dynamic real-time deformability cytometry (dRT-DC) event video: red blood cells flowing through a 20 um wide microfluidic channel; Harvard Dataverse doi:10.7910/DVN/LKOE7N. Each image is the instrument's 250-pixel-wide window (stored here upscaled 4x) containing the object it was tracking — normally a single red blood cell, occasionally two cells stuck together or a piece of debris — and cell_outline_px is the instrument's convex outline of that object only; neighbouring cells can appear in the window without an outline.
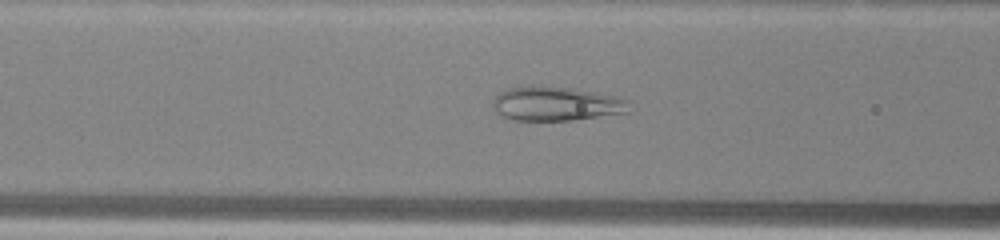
{"species": "common noctule bat (a hibernating species)", "species_latin": "Nyctalus noctula", "temperature_condition": "warm", "stored_images_in_passage": 38, "camera_frame_rate_fps": 3000, "um_per_image_px": 0.085, "animal": {"sex": "male", "body_mass_g": 13.0, "forearm_length_mm": 53.1}, "frame": {"image": 1, "passage_image": 7, "time_ms": 2.0, "image_size_px": [1000, 240], "cell_outline_px": [[632, 100], [628, 112], [572, 120], [508, 120], [500, 116], [492, 108], [492, 104], [496, 96], [500, 92], [508, 88], [576, 88], [616, 96]], "centroid_in_image_um": [47.31, 8.85], "position_along_channel_um": 119.3, "area_um2": 26.82}}
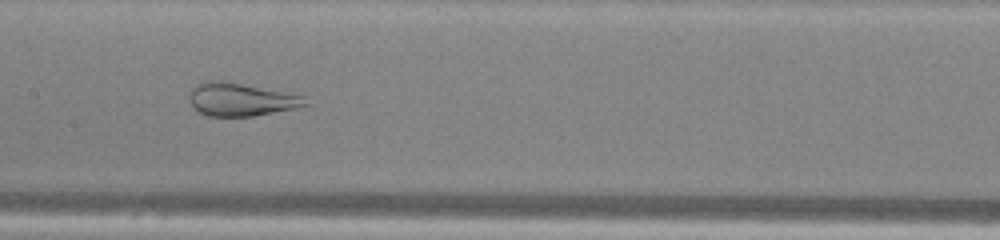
{"frame": {"image": 2, "passage_image": 12, "time_ms": 3.667, "image_size_px": [1000, 240], "cell_outline_px": [[312, 104], [296, 108], [252, 116], [208, 116], [192, 108], [188, 100], [192, 88], [196, 84], [204, 80], [216, 80], [240, 84], [304, 96]], "centroid_in_image_um": [20.45, 8.47], "position_along_channel_um": 187.0, "area_um2": 22.2}}
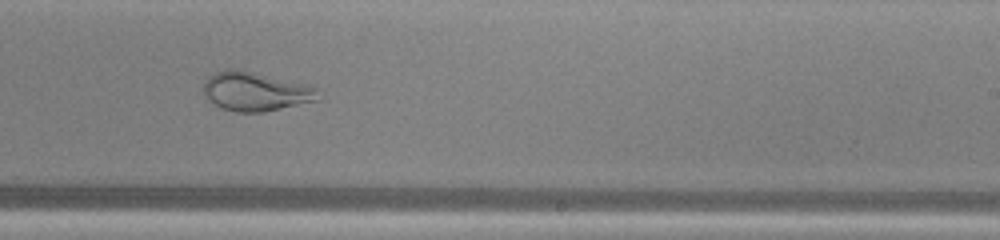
{"frame": {"image": 3, "passage_image": 18, "time_ms": 5.667, "image_size_px": [1000, 240], "cell_outline_px": [[320, 100], [264, 112], [236, 112], [224, 108], [208, 100], [204, 92], [204, 84], [208, 76], [212, 72], [228, 68], [236, 68], [312, 84], [316, 88]], "centroid_in_image_um": [21.76, 7.75], "position_along_channel_um": 267.2, "area_um2": 26.47}}